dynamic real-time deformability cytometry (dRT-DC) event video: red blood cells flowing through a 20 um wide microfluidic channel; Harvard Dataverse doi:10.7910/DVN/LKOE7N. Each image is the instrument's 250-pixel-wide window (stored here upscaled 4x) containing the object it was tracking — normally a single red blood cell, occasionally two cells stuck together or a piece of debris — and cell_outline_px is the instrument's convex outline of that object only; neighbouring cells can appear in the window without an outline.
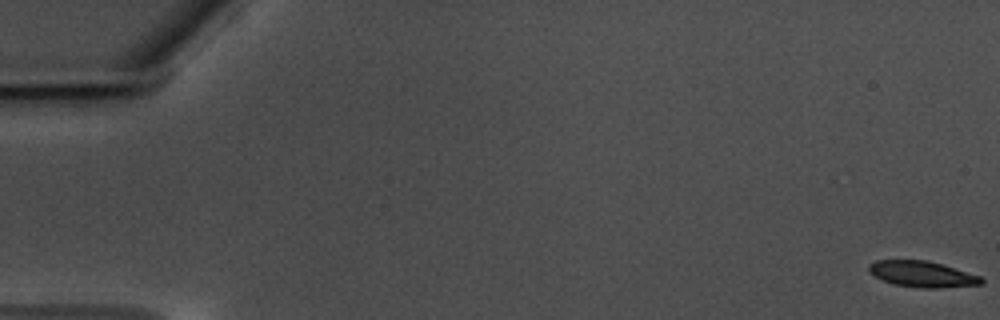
{"species": "common noctule bat (a hibernating species)", "species_latin": "Nyctalus noctula", "temperature_condition": "warm", "stored_images_in_passage": 60, "camera_frame_rate_fps": 3000, "um_per_image_px": 0.085, "animal": {"sex": "male", "body_mass_g": 17.5, "forearm_length_mm": 52.3}, "frame": {"image": 1, "passage_image": 1, "time_ms": 0.0, "image_size_px": [1000, 320], "cell_outline_px": [[984, 284], [940, 288], [920, 288], [892, 284], [868, 272], [868, 264], [876, 260], [928, 260], [980, 276], [984, 280]], "centroid_in_image_um": [78.38, 23.3], "position_along_channel_um": 6.6, "area_um2": 17.05}}
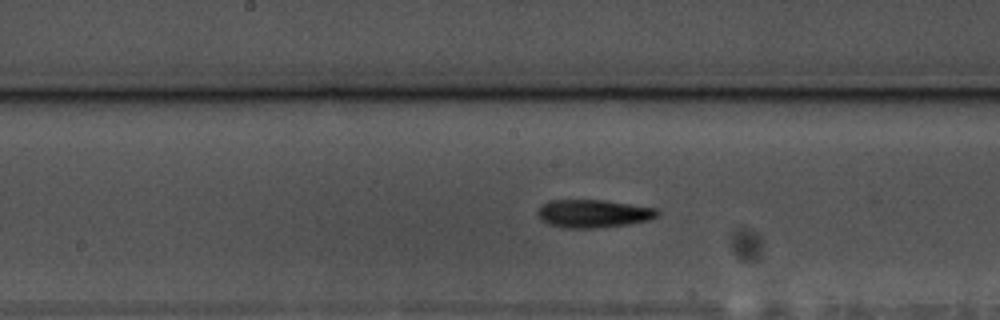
{"frame": {"image": 2, "passage_image": 32, "time_ms": 10.333, "image_size_px": [1000, 320], "cell_outline_px": [[660, 216], [648, 220], [628, 224], [600, 228], [564, 228], [548, 224], [540, 220], [536, 212], [548, 200], [604, 200], [656, 208], [660, 212]], "centroid_in_image_um": [50.44, 18.16], "position_along_channel_um": 197.8, "area_um2": 19.71}}
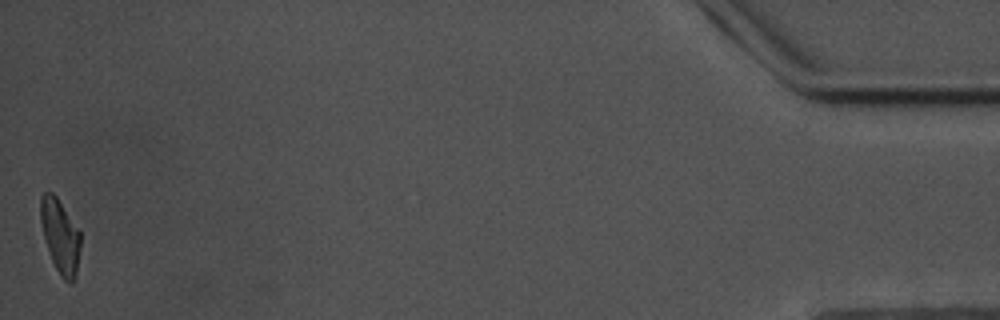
{"frame": {"image": 3, "passage_image": 60, "time_ms": 19.667, "image_size_px": [1000, 320], "cell_outline_px": [[80, 248], [76, 276], [72, 284], [68, 284], [60, 276], [52, 260], [44, 236], [40, 220], [40, 196], [44, 192], [52, 192], [56, 196], [80, 232]], "centroid_in_image_um": [5.12, 20.09], "position_along_channel_um": 430.1, "area_um2": 17.05}, "authors_computed_cell_mechanics": {"area_um2": 18.3515, "velocity_mm_per_s": 3.4889, "shape_relaxation_time_tau1_ms": 4.7099, "shape_relaxation_time_tau2_ms": 7.4291, "deformation_change_tau1": 0.1827, "deformation_change_tau2": 0.1593}}